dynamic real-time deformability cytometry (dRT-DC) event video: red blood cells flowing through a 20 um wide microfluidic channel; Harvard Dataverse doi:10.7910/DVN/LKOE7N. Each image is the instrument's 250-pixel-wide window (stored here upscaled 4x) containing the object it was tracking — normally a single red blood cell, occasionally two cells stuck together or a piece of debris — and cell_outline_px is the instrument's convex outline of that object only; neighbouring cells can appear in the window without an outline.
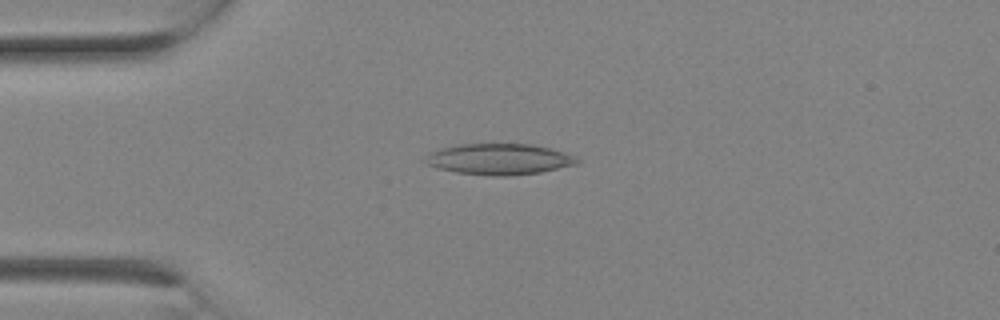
{"species": "Egyptian fruit bat (a non-hibernating species)", "species_latin": "Rousettus aegyptiacus", "temperature_condition": "room temperature", "stored_images_in_passage": 1, "camera_frame_rate_fps": 3000, "um_per_image_px": 0.085, "animal": {"sex": "female"}, "frame": {"image": 1, "passage_image": 1, "time_ms": 0.0, "image_size_px": [1000, 320], "cell_outline_px": [[580, 160], [576, 164], [540, 172], [508, 176], [492, 176], [456, 172], [436, 168], [420, 160], [428, 152], [440, 148], [460, 144], [532, 144], [564, 152], [576, 156]], "centroid_in_image_um": [42.36, 13.53], "position_along_channel_um": 42.6, "area_um2": 27.57}}